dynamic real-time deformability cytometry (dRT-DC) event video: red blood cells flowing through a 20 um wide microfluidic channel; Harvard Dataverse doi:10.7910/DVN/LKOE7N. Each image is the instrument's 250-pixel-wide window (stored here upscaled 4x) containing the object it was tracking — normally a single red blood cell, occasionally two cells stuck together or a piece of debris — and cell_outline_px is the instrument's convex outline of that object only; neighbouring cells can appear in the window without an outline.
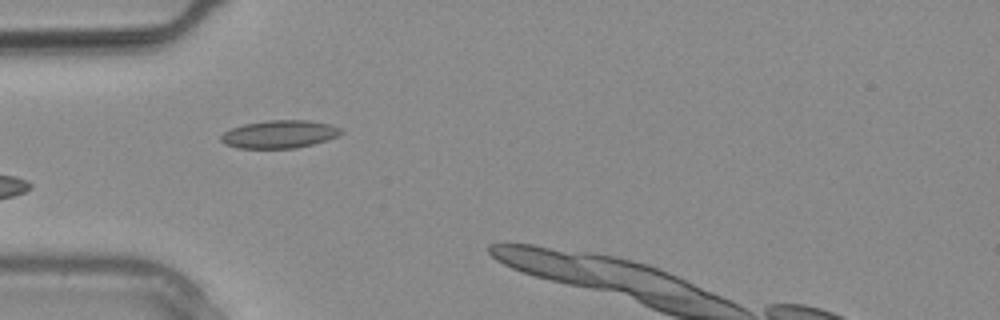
{"species": "common noctule bat (a hibernating species)", "species_latin": "Nyctalus noctula", "temperature_condition": "warm", "stored_images_in_passage": 4, "camera_frame_rate_fps": 3000, "um_per_image_px": 0.085, "animal": {"sex": "male", "body_mass_g": 20.4}, "frame": {"image": 1, "passage_image": 2, "time_ms": 0.333, "image_size_px": [1000, 320], "cell_outline_px": [[344, 132], [340, 136], [312, 144], [296, 148], [236, 148], [224, 144], [220, 140], [220, 136], [224, 132], [232, 128], [244, 124], [268, 120], [308, 120], [332, 124], [344, 128]], "centroid_in_image_um": [23.8, 11.4], "position_along_channel_um": 61.2, "area_um2": 19.77}}